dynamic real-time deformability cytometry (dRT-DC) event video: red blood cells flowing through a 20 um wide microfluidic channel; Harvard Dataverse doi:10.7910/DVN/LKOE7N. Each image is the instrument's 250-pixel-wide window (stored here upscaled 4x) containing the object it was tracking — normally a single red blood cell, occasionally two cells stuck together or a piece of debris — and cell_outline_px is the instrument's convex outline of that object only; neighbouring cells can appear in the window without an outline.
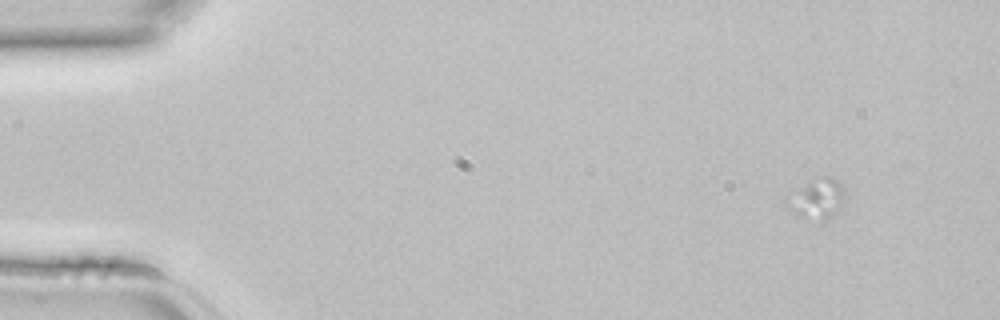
{"species": "common noctule bat (a hibernating species)", "species_latin": "Nyctalus noctula", "temperature_condition": "room temperature", "stored_images_in_passage": 3, "camera_frame_rate_fps": 3000, "um_per_image_px": 0.085, "animal": {"sex": "female", "body_mass_g": 22.7, "forearm_length_mm": 54.2}, "frame": {"image": 1, "passage_image": 1, "time_ms": 0.0, "image_size_px": [1000, 320], "cell_outline_px": [[844, 200], [836, 212], [828, 220], [820, 220], [800, 216], [792, 212], [788, 208], [804, 188], [808, 184], [820, 176], [832, 176], [844, 188]], "centroid_in_image_um": [69.63, 16.92], "position_along_channel_um": 15.4, "area_um2": 12.14}}